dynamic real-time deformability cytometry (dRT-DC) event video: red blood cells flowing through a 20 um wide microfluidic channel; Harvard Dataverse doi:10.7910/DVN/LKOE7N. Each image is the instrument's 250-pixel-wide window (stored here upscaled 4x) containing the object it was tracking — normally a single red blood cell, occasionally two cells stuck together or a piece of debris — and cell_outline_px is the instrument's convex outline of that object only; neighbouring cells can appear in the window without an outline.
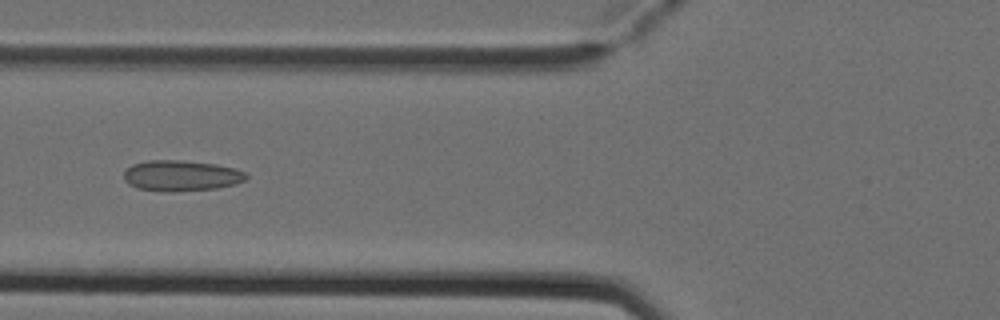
{"species": "Egyptian fruit bat (a non-hibernating species)", "species_latin": "Rousettus aegyptiacus", "temperature_condition": "cold", "stored_images_in_passage": 5, "camera_frame_rate_fps": 3000, "um_per_image_px": 0.085, "animal": {"sex": "female"}, "frame": {"image": 1, "passage_image": 5, "time_ms": 1.333, "image_size_px": [1000, 320], "cell_outline_px": [[248, 176], [244, 180], [236, 184], [216, 188], [172, 192], [164, 192], [136, 188], [128, 184], [124, 180], [124, 172], [132, 164], [148, 160], [184, 160], [216, 164], [236, 168], [244, 172]], "centroid_in_image_um": [15.39, 14.93], "position_along_channel_um": 110.4, "area_um2": 22.14}}